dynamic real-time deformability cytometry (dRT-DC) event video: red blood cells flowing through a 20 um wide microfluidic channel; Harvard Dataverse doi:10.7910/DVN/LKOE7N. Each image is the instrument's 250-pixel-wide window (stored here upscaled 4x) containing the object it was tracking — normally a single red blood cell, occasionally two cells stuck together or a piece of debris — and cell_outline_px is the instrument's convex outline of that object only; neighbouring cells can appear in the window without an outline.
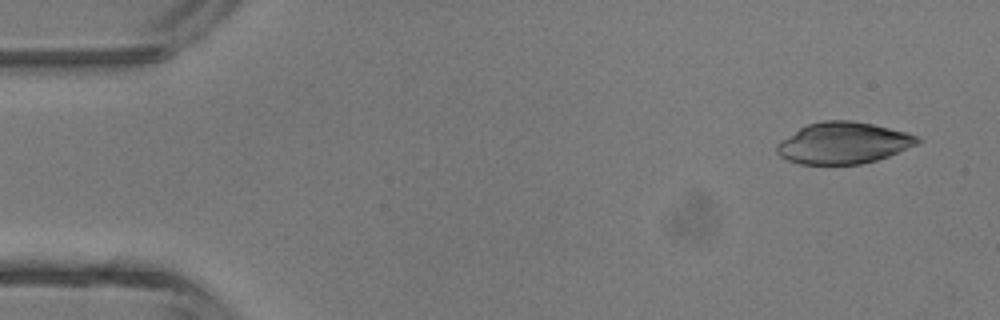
{"species": "common noctule bat (a hibernating species)", "species_latin": "Nyctalus noctula", "temperature_condition": "room temperature", "stored_images_in_passage": 4, "camera_frame_rate_fps": 3000, "um_per_image_px": 0.085, "animal": {"sex": "male", "body_mass_g": 13.3}, "frame": {"image": 1, "passage_image": 1, "time_ms": 0.0, "image_size_px": [1000, 320], "cell_outline_px": [[924, 140], [916, 144], [888, 156], [876, 160], [860, 164], [800, 164], [788, 160], [780, 156], [776, 152], [776, 144], [780, 140], [800, 128], [808, 124], [824, 120], [852, 120], [872, 124], [904, 132], [916, 136]], "centroid_in_image_um": [71.64, 12.15], "position_along_channel_um": 13.4, "area_um2": 33.76}}